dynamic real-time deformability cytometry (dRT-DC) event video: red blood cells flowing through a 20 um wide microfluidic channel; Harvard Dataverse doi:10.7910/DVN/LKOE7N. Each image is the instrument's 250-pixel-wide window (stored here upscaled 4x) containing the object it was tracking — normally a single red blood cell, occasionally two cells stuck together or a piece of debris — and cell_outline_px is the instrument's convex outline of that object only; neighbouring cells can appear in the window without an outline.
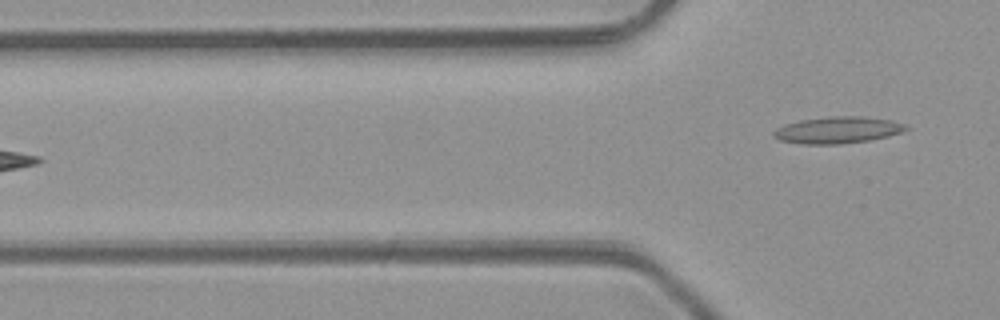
{"species": "common noctule bat (a hibernating species)", "species_latin": "Nyctalus noctula", "temperature_condition": "room temperature", "stored_images_in_passage": 5, "camera_frame_rate_fps": 3000, "um_per_image_px": 0.085, "animal": {"sex": "male", "body_mass_g": 23.1, "forearm_length_mm": 52.7}, "frame": {"image": 1, "passage_image": 5, "time_ms": 4.667, "image_size_px": [1000, 320], "cell_outline_px": [[908, 128], [904, 132], [872, 140], [840, 144], [800, 144], [780, 140], [772, 136], [772, 132], [776, 128], [784, 124], [800, 120], [828, 116], [864, 116], [892, 120], [904, 124]], "centroid_in_image_um": [71.19, 11.05], "position_along_channel_um": 54.6, "area_um2": 20.87}}